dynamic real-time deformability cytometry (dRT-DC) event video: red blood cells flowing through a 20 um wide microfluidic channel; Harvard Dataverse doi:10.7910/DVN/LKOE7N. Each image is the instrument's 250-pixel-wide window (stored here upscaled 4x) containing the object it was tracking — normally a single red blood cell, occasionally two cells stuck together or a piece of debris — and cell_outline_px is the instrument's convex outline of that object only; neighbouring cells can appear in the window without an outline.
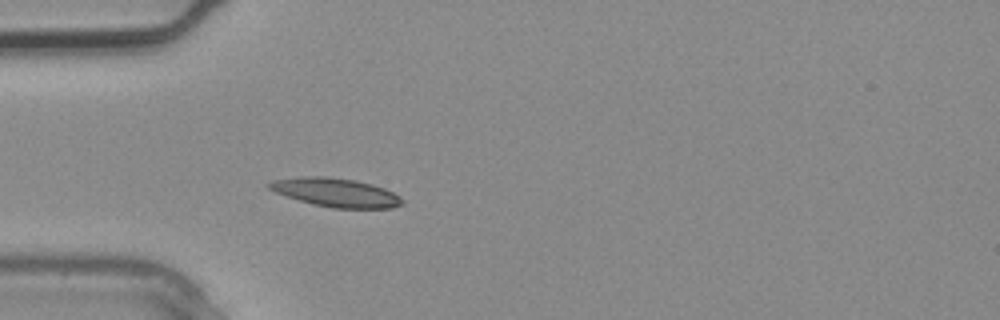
{"species": "common noctule bat (a hibernating species)", "species_latin": "Nyctalus noctula", "temperature_condition": "warm", "stored_images_in_passage": 2, "camera_frame_rate_fps": 3000, "um_per_image_px": 0.085, "animal": {"sex": "male", "body_mass_g": 20.4}, "frame": {"image": 1, "passage_image": 2, "time_ms": 0.333, "image_size_px": [1000, 320], "cell_outline_px": [[404, 204], [392, 208], [332, 208], [312, 204], [276, 192], [268, 188], [264, 184], [272, 180], [304, 176], [328, 176], [356, 180], [372, 184], [384, 188], [400, 196], [404, 200]], "centroid_in_image_um": [28.56, 16.35], "position_along_channel_um": 56.4, "area_um2": 22.37}}